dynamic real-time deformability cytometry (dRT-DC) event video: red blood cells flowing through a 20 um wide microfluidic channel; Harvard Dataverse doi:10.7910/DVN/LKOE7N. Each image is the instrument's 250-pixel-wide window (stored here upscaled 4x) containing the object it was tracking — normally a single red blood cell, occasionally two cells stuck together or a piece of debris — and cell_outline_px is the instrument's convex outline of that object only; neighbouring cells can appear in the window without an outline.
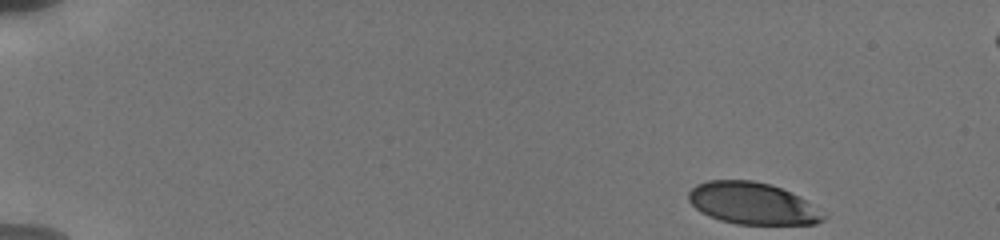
{"species": "human", "species_latin": "Homo sapiens", "temperature_condition": "cold", "stored_images_in_passage": 23, "camera_frame_rate_fps": 3000, "um_per_image_px": 0.085, "donor": {"sex": "male"}, "frame": {"image": 1, "passage_image": 1, "time_ms": 0.0, "image_size_px": [1000, 240], "cell_outline_px": [[828, 216], [824, 220], [816, 224], [736, 224], [720, 220], [708, 216], [700, 212], [688, 200], [688, 192], [696, 184], [708, 180], [752, 180], [768, 184], [780, 188], [804, 200]], "centroid_in_image_um": [63.91, 17.3], "position_along_channel_um": 21.1, "area_um2": 32.66}}
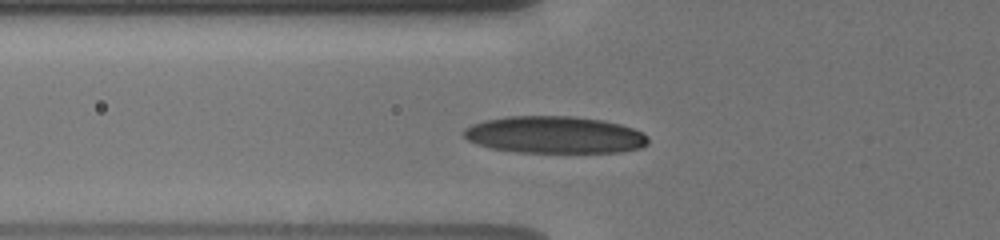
{"frame": {"image": 2, "passage_image": 21, "time_ms": 5.0, "image_size_px": [1000, 240], "cell_outline_px": [[648, 144], [640, 148], [620, 152], [516, 152], [488, 148], [476, 144], [468, 140], [464, 136], [464, 128], [472, 124], [484, 120], [508, 116], [572, 116], [604, 120], [620, 124], [632, 128], [648, 136]], "centroid_in_image_um": [47.12, 11.46], "position_along_channel_um": 78.7, "area_um2": 40.0}}